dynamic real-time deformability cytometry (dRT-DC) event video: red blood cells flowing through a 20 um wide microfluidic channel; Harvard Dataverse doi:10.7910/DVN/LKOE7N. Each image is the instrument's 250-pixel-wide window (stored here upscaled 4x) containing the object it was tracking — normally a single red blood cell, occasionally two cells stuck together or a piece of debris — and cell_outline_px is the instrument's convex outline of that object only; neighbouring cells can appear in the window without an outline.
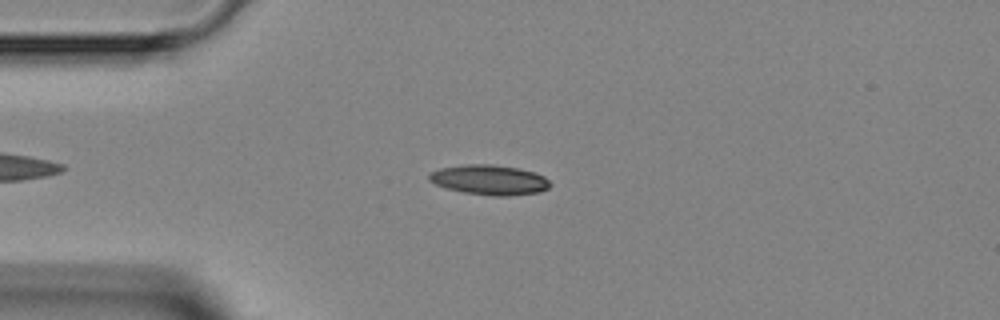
{"species": "Egyptian fruit bat (a non-hibernating species)", "species_latin": "Rousettus aegyptiacus", "temperature_condition": "room temperature", "stored_images_in_passage": 4, "camera_frame_rate_fps": 3000, "um_per_image_px": 0.085, "animal": {"sex": "female"}, "frame": {"image": 1, "passage_image": 2, "time_ms": 1.333, "image_size_px": [1000, 320], "cell_outline_px": [[552, 184], [548, 188], [540, 192], [508, 196], [492, 196], [464, 192], [444, 188], [428, 180], [428, 172], [440, 168], [464, 164], [492, 164], [516, 168], [536, 172], [544, 176]], "centroid_in_image_um": [41.58, 15.29], "position_along_channel_um": 43.4, "area_um2": 21.33}}
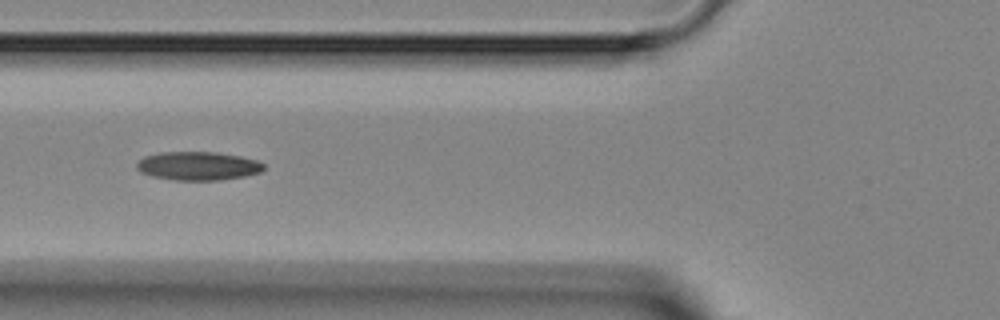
{"frame": {"image": 2, "passage_image": 4, "time_ms": 3.333, "image_size_px": [1000, 320], "cell_outline_px": [[264, 168], [260, 172], [244, 176], [220, 180], [176, 180], [152, 176], [140, 172], [136, 168], [136, 164], [144, 156], [160, 152], [216, 152], [240, 156], [256, 160], [264, 164]], "centroid_in_image_um": [16.81, 14.1], "position_along_channel_um": 109.0, "area_um2": 21.1}}